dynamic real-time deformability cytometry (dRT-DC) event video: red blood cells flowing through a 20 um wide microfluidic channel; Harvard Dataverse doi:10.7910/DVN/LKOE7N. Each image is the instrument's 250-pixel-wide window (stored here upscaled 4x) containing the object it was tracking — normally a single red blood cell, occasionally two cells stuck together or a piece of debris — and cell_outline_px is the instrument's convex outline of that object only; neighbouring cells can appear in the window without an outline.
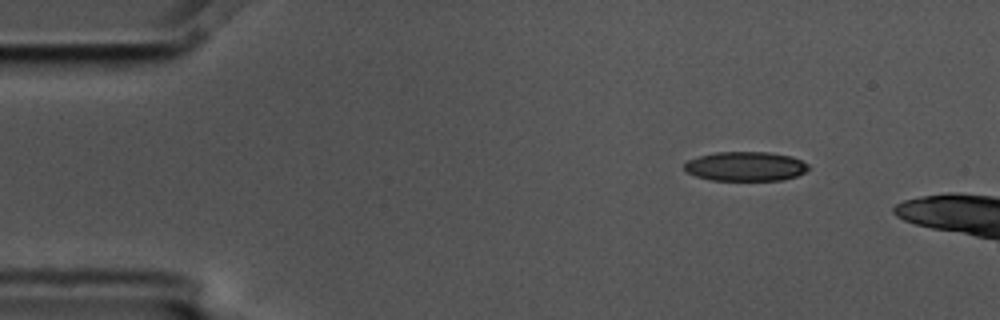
{"species": "common noctule bat (a hibernating species)", "species_latin": "Nyctalus noctula", "temperature_condition": "cold", "stored_images_in_passage": 4, "camera_frame_rate_fps": 3000, "um_per_image_px": 0.085, "animal": {"sex": "male", "body_mass_g": 17.5, "forearm_length_mm": 52.3}, "frame": {"image": 1, "passage_image": 1, "time_ms": 0.0, "image_size_px": [1000, 320], "cell_outline_px": [[808, 168], [804, 172], [796, 176], [784, 180], [712, 180], [696, 176], [688, 172], [684, 168], [684, 164], [688, 160], [700, 156], [716, 152], [768, 152], [792, 156], [808, 164]], "centroid_in_image_um": [63.38, 14.14], "position_along_channel_um": 21.6, "area_um2": 21.1}}